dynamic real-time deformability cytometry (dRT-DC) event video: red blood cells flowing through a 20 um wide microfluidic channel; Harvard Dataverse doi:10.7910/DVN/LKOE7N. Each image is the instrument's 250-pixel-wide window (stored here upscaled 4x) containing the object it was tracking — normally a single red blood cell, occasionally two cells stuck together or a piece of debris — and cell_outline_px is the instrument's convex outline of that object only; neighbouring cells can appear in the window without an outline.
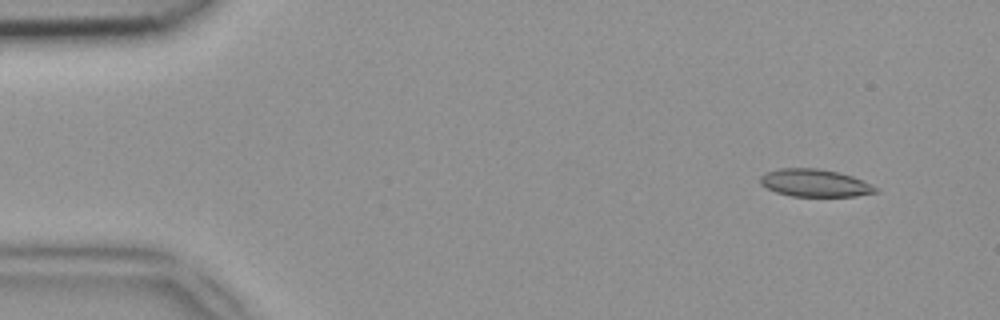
{"species": "common noctule bat (a hibernating species)", "species_latin": "Nyctalus noctula", "temperature_condition": "room temperature", "stored_images_in_passage": 12, "camera_frame_rate_fps": 3000, "um_per_image_px": 0.085, "animal": {"sex": "female", "body_mass_g": 18.4}, "frame": {"image": 1, "passage_image": 4, "time_ms": 1.0, "image_size_px": [1000, 320], "cell_outline_px": [[880, 192], [856, 196], [792, 196], [776, 192], [760, 184], [760, 176], [768, 172], [780, 168], [820, 168], [852, 176], [872, 184], [880, 188]], "centroid_in_image_um": [69.31, 15.56], "position_along_channel_um": 15.7, "area_um2": 18.55}}